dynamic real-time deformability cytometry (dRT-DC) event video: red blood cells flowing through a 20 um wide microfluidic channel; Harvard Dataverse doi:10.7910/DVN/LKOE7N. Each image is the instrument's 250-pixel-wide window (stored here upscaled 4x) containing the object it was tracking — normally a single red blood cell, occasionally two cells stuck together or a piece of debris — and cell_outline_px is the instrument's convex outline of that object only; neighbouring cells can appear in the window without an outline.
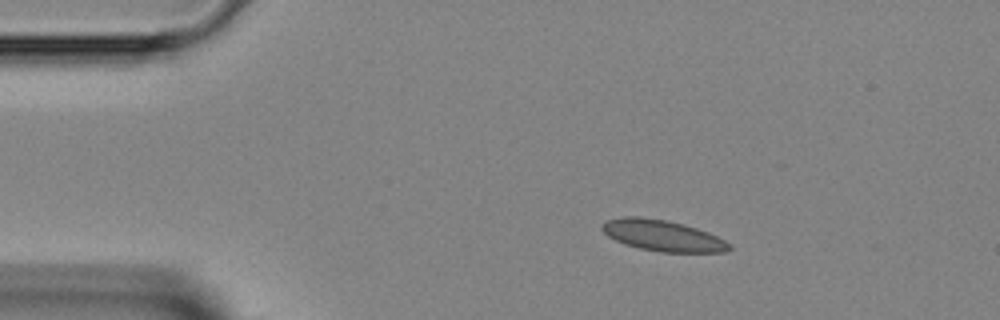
{"species": "Egyptian fruit bat (a non-hibernating species)", "species_latin": "Rousettus aegyptiacus", "temperature_condition": "room temperature", "stored_images_in_passage": 10, "camera_frame_rate_fps": 3000, "um_per_image_px": 0.085, "animal": {"sex": "female"}, "frame": {"image": 1, "passage_image": 1, "time_ms": 0.0, "image_size_px": [1000, 320], "cell_outline_px": [[732, 248], [724, 252], [660, 252], [640, 248], [624, 244], [608, 236], [600, 228], [600, 224], [604, 220], [624, 216], [640, 216], [668, 220], [696, 228], [708, 232], [732, 244]], "centroid_in_image_um": [56.28, 20.01], "position_along_channel_um": 28.7, "area_um2": 23.18}}
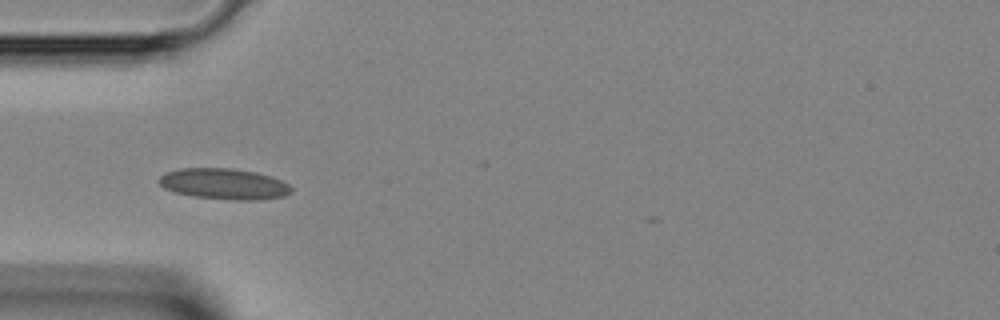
{"frame": {"image": 2, "passage_image": 7, "time_ms": 2.0, "image_size_px": [1000, 320], "cell_outline_px": [[292, 192], [284, 196], [260, 200], [236, 200], [192, 196], [176, 192], [164, 188], [156, 180], [164, 172], [180, 168], [232, 168], [256, 172], [280, 180], [288, 184], [292, 188]], "centroid_in_image_um": [19.02, 15.63], "position_along_channel_um": 66.0, "area_um2": 23.87}}